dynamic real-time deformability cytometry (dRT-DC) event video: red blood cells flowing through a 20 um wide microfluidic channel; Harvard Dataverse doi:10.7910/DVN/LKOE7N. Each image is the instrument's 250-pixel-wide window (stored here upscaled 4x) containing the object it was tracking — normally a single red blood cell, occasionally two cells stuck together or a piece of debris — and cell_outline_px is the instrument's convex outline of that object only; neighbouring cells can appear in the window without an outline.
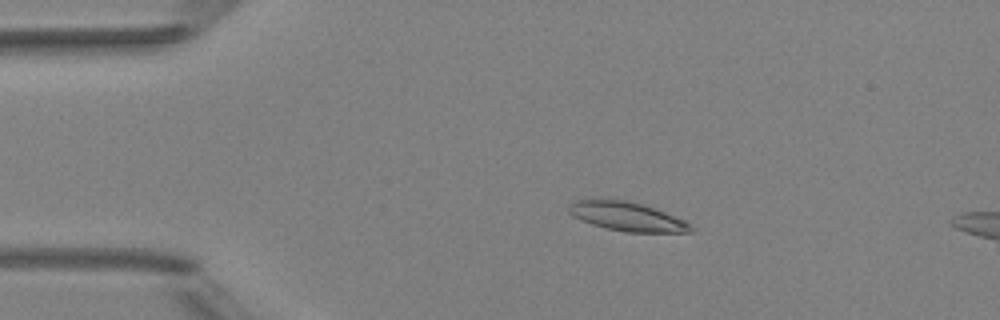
{"species": "Egyptian fruit bat (a non-hibernating species)", "species_latin": "Rousettus aegyptiacus", "temperature_condition": "room temperature", "stored_images_in_passage": 3, "camera_frame_rate_fps": 3000, "um_per_image_px": 0.085, "animal": {"sex": "female"}, "frame": {"image": 1, "passage_image": 1, "time_ms": 0.0, "image_size_px": [1000, 320], "cell_outline_px": [[696, 228], [692, 232], [624, 232], [592, 224], [580, 220], [572, 216], [568, 212], [568, 204], [576, 200], [588, 196], [592, 196], [624, 200], [656, 208], [684, 220]], "centroid_in_image_um": [53.22, 18.36], "position_along_channel_um": 31.8, "area_um2": 21.21}}